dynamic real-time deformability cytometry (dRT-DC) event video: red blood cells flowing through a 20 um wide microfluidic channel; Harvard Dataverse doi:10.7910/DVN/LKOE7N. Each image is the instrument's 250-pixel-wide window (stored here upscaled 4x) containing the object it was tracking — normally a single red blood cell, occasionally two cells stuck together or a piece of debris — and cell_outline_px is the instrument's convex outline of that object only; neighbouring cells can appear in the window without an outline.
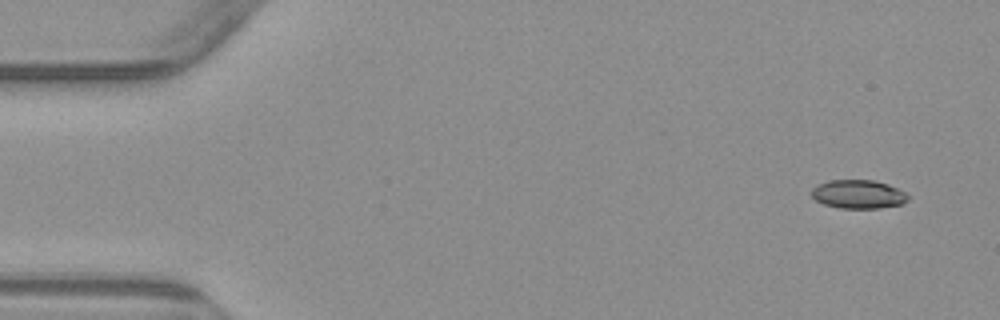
{"species": "common noctule bat (a hibernating species)", "species_latin": "Nyctalus noctula", "temperature_condition": "warm", "stored_images_in_passage": 4, "camera_frame_rate_fps": 3000, "um_per_image_px": 0.085, "animal": {"sex": "male", "body_mass_g": 23.1, "forearm_length_mm": 52.7}, "frame": {"image": 1, "passage_image": 1, "time_ms": 0.0, "image_size_px": [1000, 320], "cell_outline_px": [[908, 200], [900, 204], [880, 208], [840, 208], [824, 204], [816, 200], [812, 196], [812, 188], [816, 184], [828, 180], [872, 180], [888, 184], [904, 192], [908, 196]], "centroid_in_image_um": [72.92, 16.5], "position_along_channel_um": 12.1, "area_um2": 16.01}}
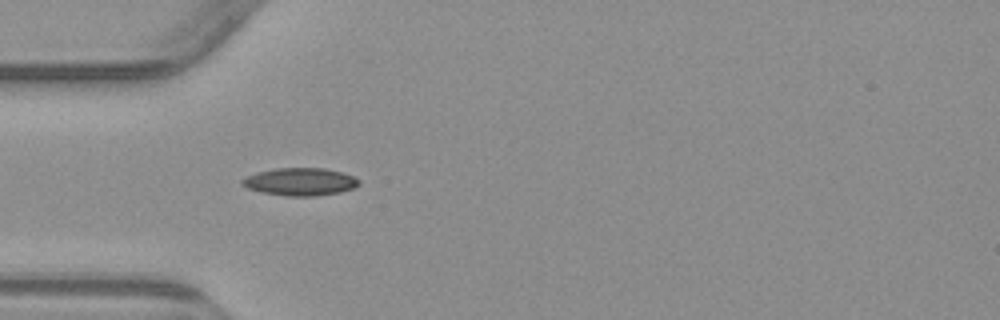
{"frame": {"image": 2, "passage_image": 4, "time_ms": 4.333, "image_size_px": [1000, 320], "cell_outline_px": [[360, 184], [352, 188], [340, 192], [316, 196], [288, 196], [264, 192], [248, 188], [240, 184], [240, 180], [248, 176], [260, 172], [276, 168], [324, 168], [340, 172], [352, 176], [360, 180]], "centroid_in_image_um": [25.53, 15.45], "position_along_channel_um": 59.5, "area_um2": 18.55}}